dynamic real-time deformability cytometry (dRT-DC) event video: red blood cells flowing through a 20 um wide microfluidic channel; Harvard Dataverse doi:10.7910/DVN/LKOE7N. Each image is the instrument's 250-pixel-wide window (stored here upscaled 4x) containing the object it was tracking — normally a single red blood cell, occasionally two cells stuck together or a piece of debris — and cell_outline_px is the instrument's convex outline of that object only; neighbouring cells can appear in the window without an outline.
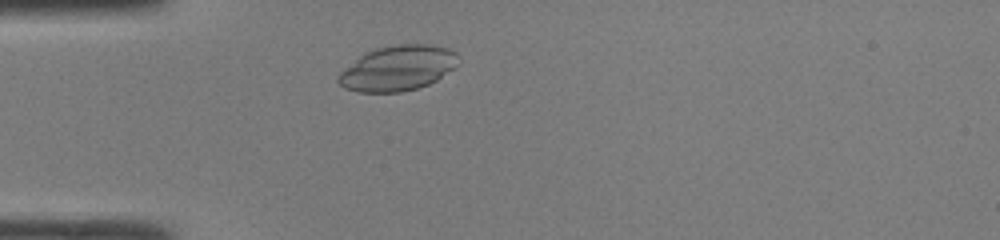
{"species": "common noctule bat (a hibernating species)", "species_latin": "Nyctalus noctula", "temperature_condition": "room temperature", "stored_images_in_passage": 38, "camera_frame_rate_fps": 3000, "um_per_image_px": 0.085, "animal": {"sex": "male", "body_mass_g": 19.0, "forearm_length_mm": 50.8}, "frame": {"image": 1, "passage_image": 4, "time_ms": 1.0, "image_size_px": [1000, 240], "cell_outline_px": [[460, 64], [456, 68], [436, 80], [428, 84], [416, 88], [400, 92], [360, 92], [344, 88], [336, 80], [336, 76], [340, 72], [364, 52], [376, 48], [396, 44], [432, 44], [448, 48], [456, 52], [460, 56]], "centroid_in_image_um": [33.84, 5.78], "position_along_channel_um": 51.2, "area_um2": 31.96}}
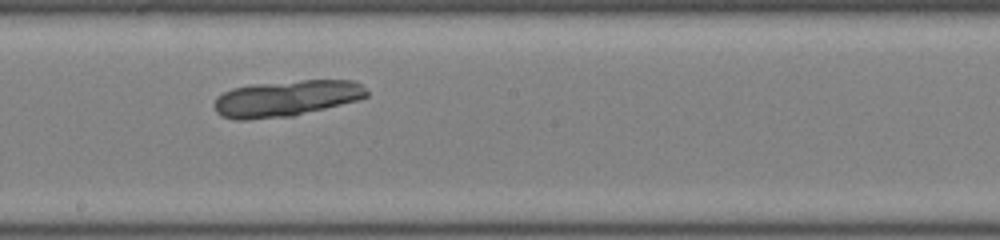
{"frame": {"image": 2, "passage_image": 17, "time_ms": 5.333, "image_size_px": [1000, 240], "cell_outline_px": [[368, 96], [356, 100], [292, 116], [244, 120], [236, 120], [220, 116], [216, 112], [212, 104], [216, 96], [232, 88], [252, 84], [304, 80], [352, 80], [360, 84], [368, 92]], "centroid_in_image_um": [24.25, 8.36], "position_along_channel_um": 223.9, "area_um2": 32.02}}
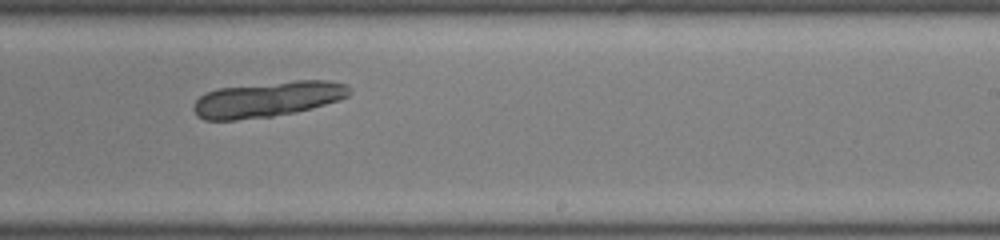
{"frame": {"image": 3, "passage_image": 20, "time_ms": 6.333, "image_size_px": [1000, 240], "cell_outline_px": [[352, 92], [348, 96], [340, 100], [312, 108], [296, 112], [272, 116], [236, 120], [204, 120], [196, 116], [192, 108], [192, 104], [200, 96], [216, 88], [296, 80], [328, 80], [348, 84], [352, 88]], "centroid_in_image_um": [22.77, 8.43], "position_along_channel_um": 266.2, "area_um2": 32.6}}